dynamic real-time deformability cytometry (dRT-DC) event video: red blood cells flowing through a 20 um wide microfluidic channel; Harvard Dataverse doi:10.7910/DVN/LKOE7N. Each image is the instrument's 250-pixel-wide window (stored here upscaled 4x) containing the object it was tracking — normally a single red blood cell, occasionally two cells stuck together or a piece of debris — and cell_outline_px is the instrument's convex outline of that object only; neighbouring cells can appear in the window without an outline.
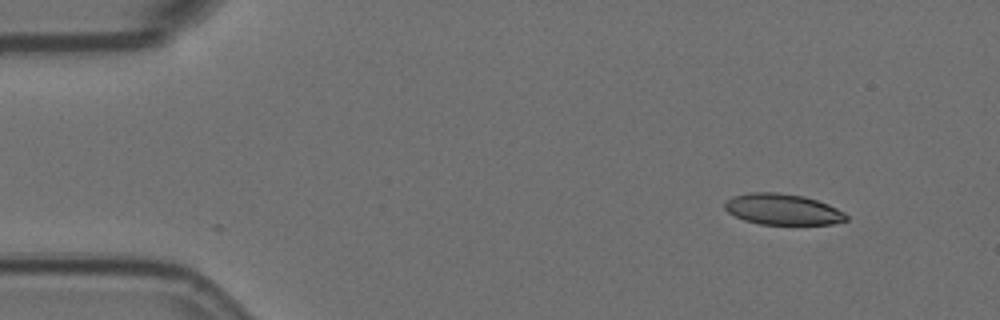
{"species": "Egyptian fruit bat (a non-hibernating species)", "species_latin": "Rousettus aegyptiacus", "temperature_condition": "room temperature", "stored_images_in_passage": 6, "camera_frame_rate_fps": 3000, "um_per_image_px": 0.085, "animal": {"sex": "female"}, "frame": {"image": 1, "passage_image": 2, "time_ms": 0.333, "image_size_px": [1000, 320], "cell_outline_px": [[848, 220], [832, 224], [760, 224], [744, 220], [728, 212], [724, 208], [724, 200], [732, 196], [748, 192], [780, 192], [804, 196], [828, 204], [844, 212], [848, 216]], "centroid_in_image_um": [66.5, 17.78], "position_along_channel_um": 18.5, "area_um2": 22.08}}
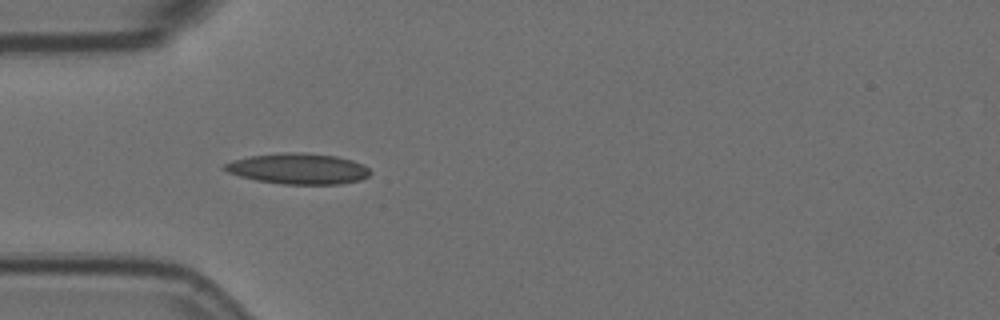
{"frame": {"image": 2, "passage_image": 5, "time_ms": 1.333, "image_size_px": [1000, 320], "cell_outline_px": [[372, 172], [368, 176], [360, 180], [340, 184], [280, 184], [256, 180], [240, 176], [228, 172], [220, 168], [224, 164], [232, 160], [248, 156], [284, 152], [304, 152], [336, 156], [352, 160], [364, 164]], "centroid_in_image_um": [25.34, 14.33], "position_along_channel_um": 59.7, "area_um2": 26.36}}
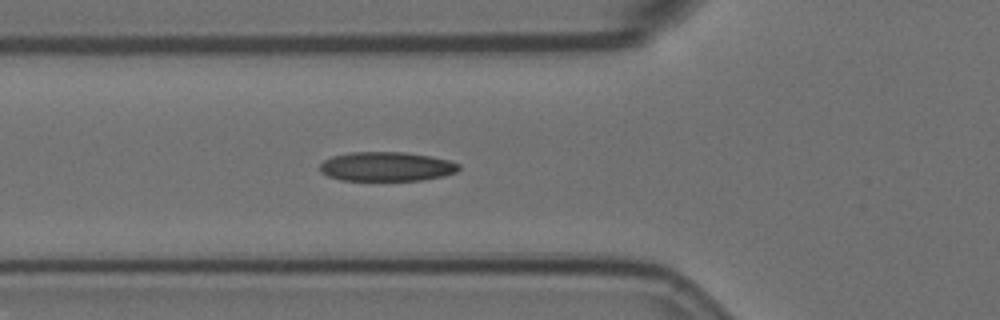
{"frame": {"image": 3, "passage_image": 6, "time_ms": 1.667, "image_size_px": [1000, 320], "cell_outline_px": [[460, 168], [456, 172], [444, 176], [420, 180], [340, 180], [328, 176], [320, 172], [320, 164], [324, 160], [332, 156], [352, 152], [404, 152], [432, 156], [448, 160], [460, 164]], "centroid_in_image_um": [32.86, 14.15], "position_along_channel_um": 92.9, "area_um2": 23.76}}